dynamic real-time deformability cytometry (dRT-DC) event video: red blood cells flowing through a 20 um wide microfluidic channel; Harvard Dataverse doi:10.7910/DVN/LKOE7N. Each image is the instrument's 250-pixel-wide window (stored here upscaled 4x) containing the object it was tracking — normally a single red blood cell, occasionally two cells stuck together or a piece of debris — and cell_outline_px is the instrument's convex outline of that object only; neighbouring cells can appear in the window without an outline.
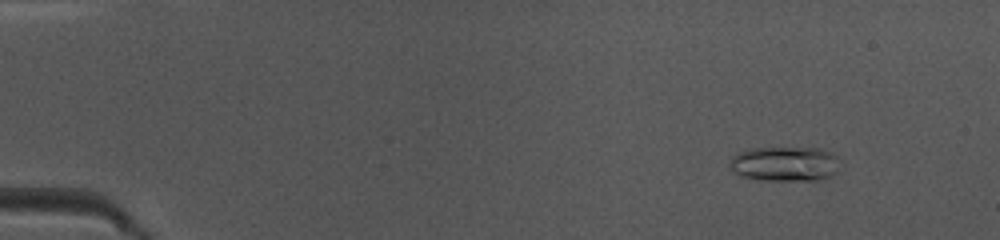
{"species": "common noctule bat (a hibernating species)", "species_latin": "Nyctalus noctula", "temperature_condition": "warm", "stored_images_in_passage": 49, "camera_frame_rate_fps": 3000, "um_per_image_px": 0.085, "animal": {"sex": "female", "body_mass_g": 10.0, "forearm_length_mm": 53.1}, "frame": {"image": 1, "passage_image": 6, "time_ms": 1.667, "image_size_px": [1000, 240], "cell_outline_px": [[840, 160], [836, 172], [824, 180], [768, 180], [744, 176], [736, 172], [732, 168], [732, 156], [740, 152], [756, 148], [820, 148], [832, 152]], "centroid_in_image_um": [66.82, 13.92], "position_along_channel_um": 18.2, "area_um2": 22.02}}
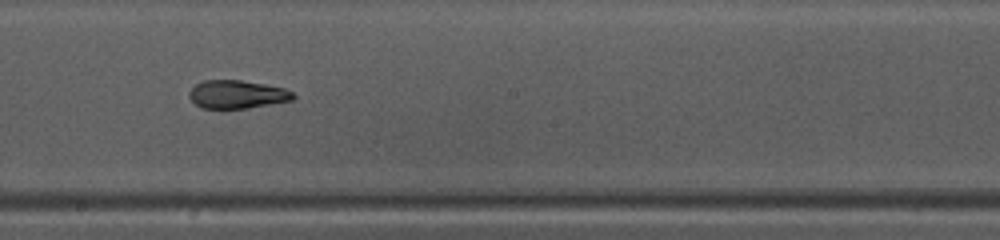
{"frame": {"image": 2, "passage_image": 28, "time_ms": 9.0, "image_size_px": [1000, 240], "cell_outline_px": [[296, 96], [292, 100], [248, 108], [220, 112], [200, 108], [188, 96], [188, 92], [196, 84], [204, 80], [240, 80], [264, 84], [284, 88], [292, 92]], "centroid_in_image_um": [20.09, 8.07], "position_along_channel_um": 228.1, "area_um2": 17.69}}
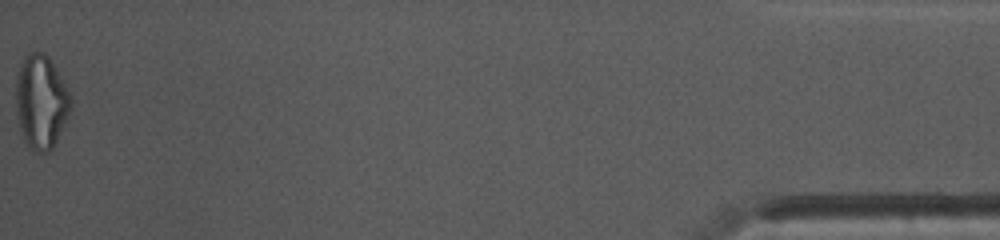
{"frame": {"image": 3, "passage_image": 49, "time_ms": 16.0, "image_size_px": [1000, 240], "cell_outline_px": [[72, 108], [52, 148], [48, 152], [36, 152], [28, 148], [24, 140], [20, 128], [16, 112], [16, 76], [20, 64], [28, 52], [44, 52], [48, 56], [56, 68], [72, 96]], "centroid_in_image_um": [3.49, 8.64], "position_along_channel_um": 431.7, "area_um2": 30.17}, "authors_computed_cell_mechanics": {"area_um2": 17.918, "velocity_mm_per_s": 4.1794, "shape_relaxation_time_tau1_ms": null, "shape_relaxation_time_tau2_ms": 1.6814, "deformation_change_tau1": null, "deformation_change_tau2": 0.0719}}